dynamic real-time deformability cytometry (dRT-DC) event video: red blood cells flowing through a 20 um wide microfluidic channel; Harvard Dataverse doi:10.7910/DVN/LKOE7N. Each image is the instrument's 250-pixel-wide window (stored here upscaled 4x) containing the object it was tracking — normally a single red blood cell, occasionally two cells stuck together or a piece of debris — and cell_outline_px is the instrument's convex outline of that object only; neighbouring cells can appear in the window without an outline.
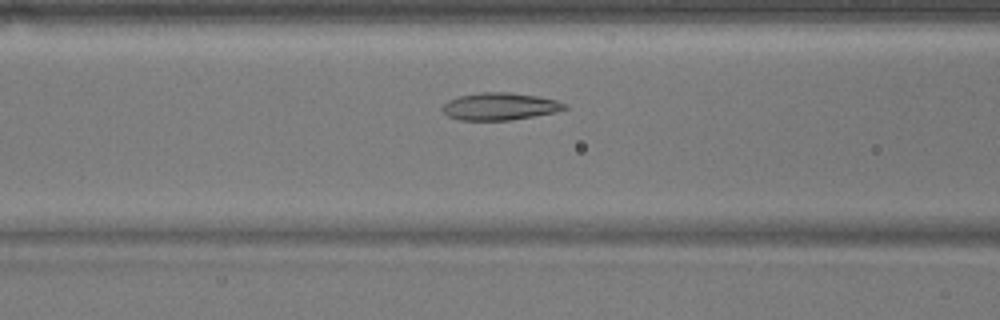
{"species": "common noctule bat (a hibernating species)", "species_latin": "Nyctalus noctula", "temperature_condition": "warm", "stored_images_in_passage": 41, "camera_frame_rate_fps": 3000, "um_per_image_px": 0.085, "animal": {"sex": "male", "body_mass_g": 17.9}, "frame": {"image": 1, "passage_image": 9, "time_ms": 2.667, "image_size_px": [1000, 320], "cell_outline_px": [[568, 108], [556, 112], [508, 120], [460, 120], [448, 116], [440, 108], [448, 100], [456, 96], [480, 92], [508, 92], [536, 96], [556, 100], [568, 104]], "centroid_in_image_um": [42.46, 9.04], "position_along_channel_um": 124.1, "area_um2": 19.48}}
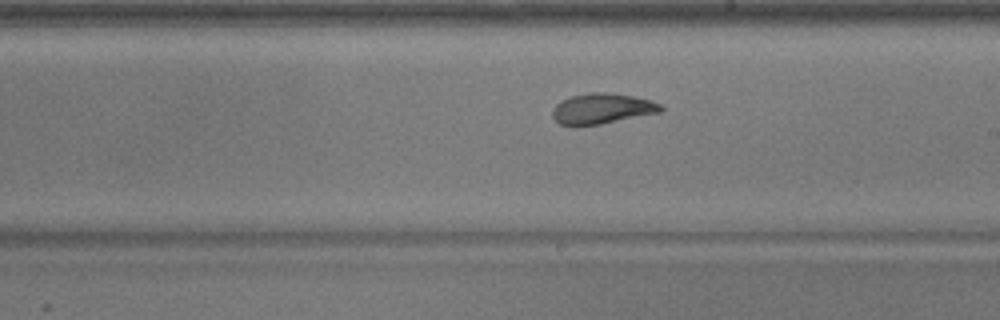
{"frame": {"image": 2, "passage_image": 18, "time_ms": 5.667, "image_size_px": [1000, 320], "cell_outline_px": [[664, 108], [660, 112], [600, 124], [576, 128], [560, 124], [552, 116], [552, 108], [560, 100], [572, 96], [592, 92], [608, 92], [632, 96], [652, 100], [660, 104]], "centroid_in_image_um": [51.12, 9.25], "position_along_channel_um": 237.9, "area_um2": 19.54}}
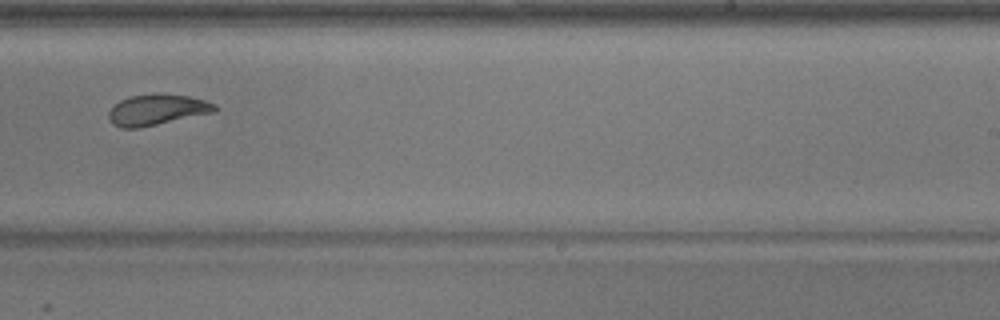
{"frame": {"image": 3, "passage_image": 21, "time_ms": 6.667, "image_size_px": [1000, 320], "cell_outline_px": [[220, 108], [216, 112], [140, 128], [120, 128], [112, 124], [108, 120], [108, 112], [112, 104], [128, 96], [156, 92], [164, 92], [188, 96], [204, 100], [216, 104]], "centroid_in_image_um": [13.33, 9.31], "position_along_channel_um": 275.7, "area_um2": 19.83}, "authors_computed_cell_mechanics": {"area_um2": 20.1144, "velocity_mm_per_s": 3.7966, "shape_relaxation_time_tau1_ms": 4.7744, "shape_relaxation_time_tau2_ms": 1.5119, "deformation_change_tau1": 0.1441, "deformation_change_tau2": 0.0713}}